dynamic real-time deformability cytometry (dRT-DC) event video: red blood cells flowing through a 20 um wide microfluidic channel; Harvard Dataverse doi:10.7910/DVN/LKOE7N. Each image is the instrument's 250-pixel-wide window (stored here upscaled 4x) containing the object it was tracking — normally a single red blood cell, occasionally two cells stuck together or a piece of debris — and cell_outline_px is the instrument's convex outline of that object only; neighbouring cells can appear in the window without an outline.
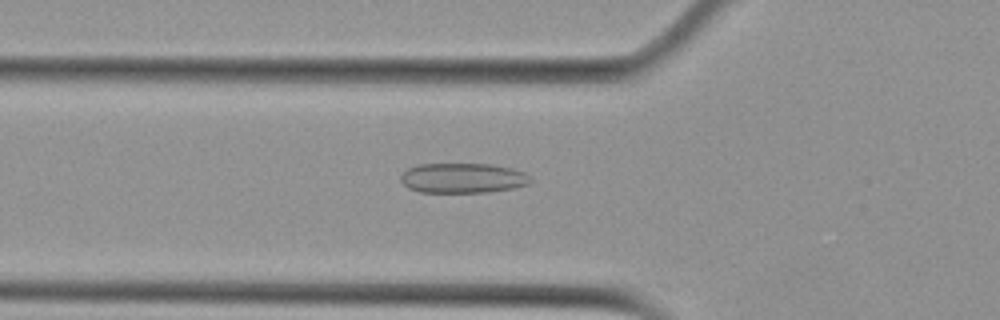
{"species": "Egyptian fruit bat (a non-hibernating species)", "species_latin": "Rousettus aegyptiacus", "temperature_condition": "cold", "stored_images_in_passage": 38, "camera_frame_rate_fps": 3000, "um_per_image_px": 0.085, "animal": {"sex": "female"}, "frame": {"image": 1, "passage_image": 3, "time_ms": 0.667, "image_size_px": [1000, 320], "cell_outline_px": [[532, 180], [528, 184], [512, 188], [488, 192], [420, 192], [408, 188], [400, 180], [400, 176], [408, 168], [420, 164], [492, 164], [512, 168], [524, 172]], "centroid_in_image_um": [39.33, 15.13], "position_along_channel_um": 86.5, "area_um2": 22.6}}
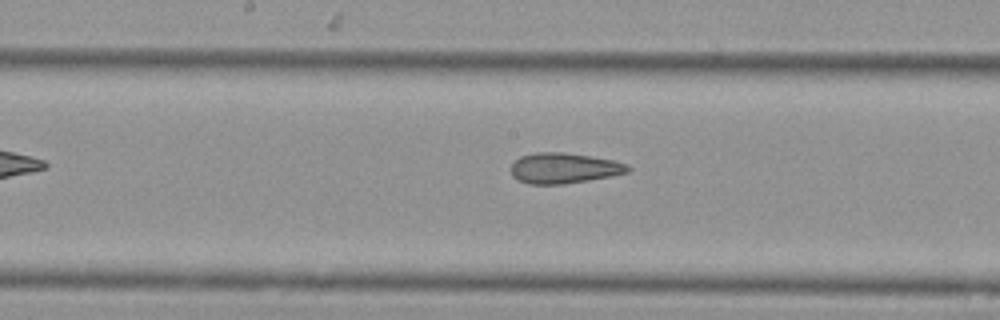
{"frame": {"image": 2, "passage_image": 12, "time_ms": 3.667, "image_size_px": [1000, 320], "cell_outline_px": [[632, 168], [628, 172], [612, 176], [564, 184], [528, 184], [516, 180], [512, 176], [512, 164], [520, 156], [536, 152], [564, 152], [592, 156], [612, 160], [628, 164]], "centroid_in_image_um": [47.94, 14.29], "position_along_channel_um": 200.3, "area_um2": 20.92}}
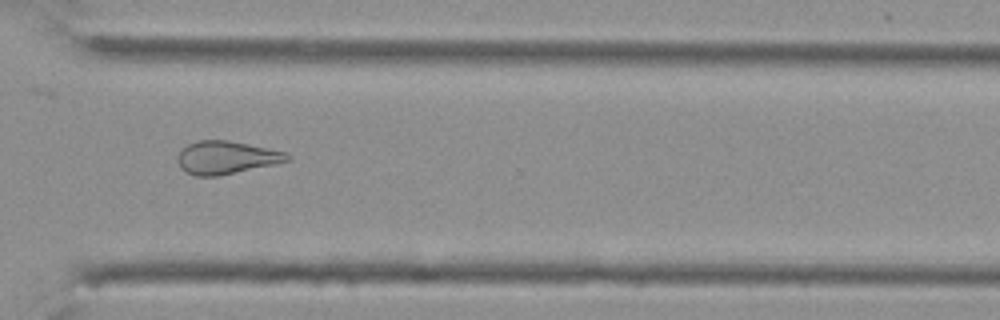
{"frame": {"image": 3, "passage_image": 24, "time_ms": 7.667, "image_size_px": [1000, 320], "cell_outline_px": [[292, 160], [276, 164], [216, 176], [196, 176], [180, 168], [176, 160], [176, 156], [180, 148], [188, 144], [200, 140], [228, 140], [288, 152], [292, 156]], "centroid_in_image_um": [19.24, 13.38], "position_along_channel_um": 351.4, "area_um2": 21.27}, "authors_computed_cell_mechanics": {"area_um2": 21.5594, "velocity_mm_per_s": 3.7818, "shape_relaxation_time_tau1_ms": null, "shape_relaxation_time_tau2_ms": 2.5203, "deformation_change_tau1": null, "deformation_change_tau2": 0.1025}}